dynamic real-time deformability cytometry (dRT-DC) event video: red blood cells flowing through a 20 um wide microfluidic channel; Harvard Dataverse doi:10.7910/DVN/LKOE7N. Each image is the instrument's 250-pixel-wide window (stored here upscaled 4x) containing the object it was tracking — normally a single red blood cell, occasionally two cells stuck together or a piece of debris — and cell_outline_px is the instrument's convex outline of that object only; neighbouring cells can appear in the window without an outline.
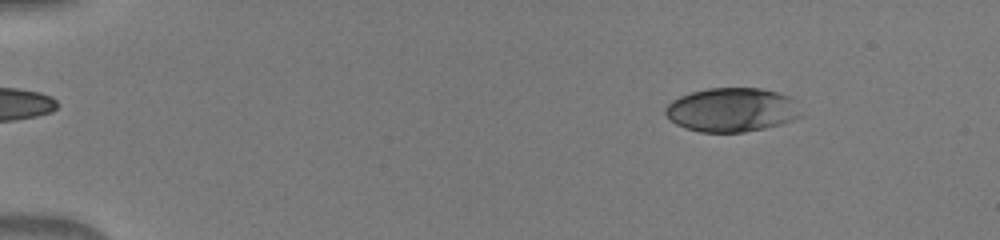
{"species": "human", "species_latin": "Homo sapiens", "temperature_condition": "warm", "stored_images_in_passage": 50, "camera_frame_rate_fps": 3000, "um_per_image_px": 0.085, "donor": {"sex": "male"}, "frame": {"image": 1, "passage_image": 7, "time_ms": 2.0, "image_size_px": [1000, 240], "cell_outline_px": [[804, 116], [780, 124], [764, 128], [744, 132], [700, 132], [684, 128], [676, 124], [664, 112], [664, 108], [672, 100], [680, 96], [692, 92], [708, 88], [760, 88], [776, 92], [788, 96], [792, 100]], "centroid_in_image_um": [62.19, 9.34], "position_along_channel_um": 22.8, "area_um2": 34.62}}
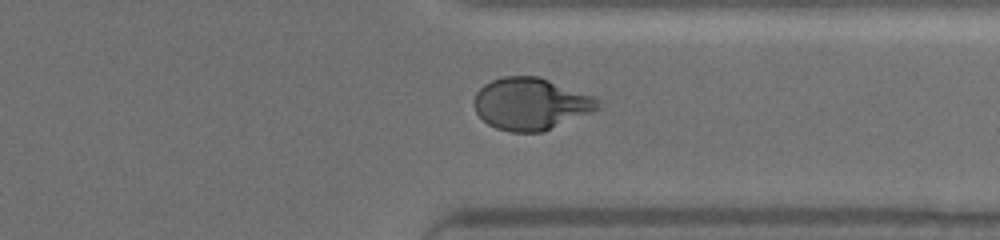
{"frame": {"image": 2, "passage_image": 40, "time_ms": 13.0, "image_size_px": [1000, 240], "cell_outline_px": [[600, 108], [592, 112], [544, 132], [512, 132], [496, 128], [488, 124], [476, 112], [476, 92], [484, 84], [492, 80], [504, 76], [536, 76], [596, 96], [600, 100]], "centroid_in_image_um": [45.16, 8.83], "position_along_channel_um": 366.2, "area_um2": 37.45}}
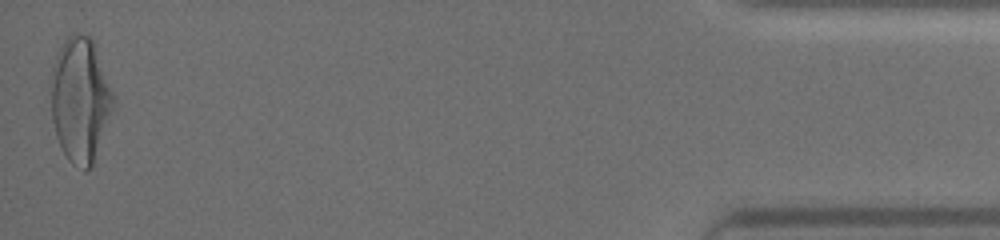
{"frame": {"image": 3, "passage_image": 50, "time_ms": 16.333, "image_size_px": [1000, 240], "cell_outline_px": [[116, 104], [92, 164], [84, 172], [72, 164], [68, 160], [56, 136], [52, 120], [48, 92], [48, 80], [52, 64], [56, 52], [64, 40], [72, 32], [76, 32], [88, 36], [92, 40], [116, 96]], "centroid_in_image_um": [6.79, 8.44], "position_along_channel_um": 428.4, "area_um2": 46.53}}